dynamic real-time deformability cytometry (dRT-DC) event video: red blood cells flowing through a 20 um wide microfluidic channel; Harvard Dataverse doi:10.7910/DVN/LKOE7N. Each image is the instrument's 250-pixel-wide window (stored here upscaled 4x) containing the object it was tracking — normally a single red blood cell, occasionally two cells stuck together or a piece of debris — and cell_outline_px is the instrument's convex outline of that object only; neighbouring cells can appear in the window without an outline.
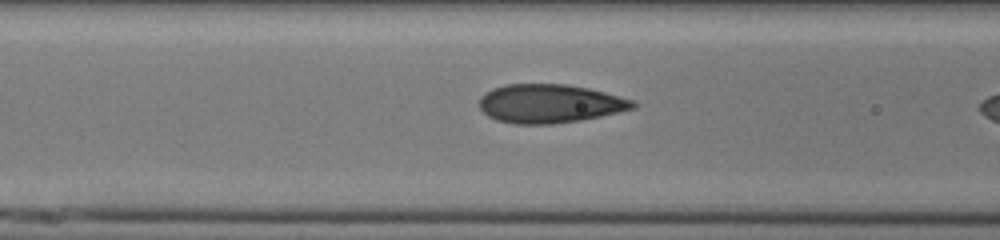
{"species": "human", "species_latin": "Homo sapiens", "temperature_condition": "cold", "stored_images_in_passage": 34, "camera_frame_rate_fps": 3000, "um_per_image_px": 0.085, "donor": {"sex": "male"}, "frame": {"image": 1, "passage_image": 16, "time_ms": 5.0, "image_size_px": [1000, 240], "cell_outline_px": [[640, 104], [636, 108], [600, 116], [580, 120], [552, 124], [516, 124], [496, 120], [488, 116], [480, 108], [480, 96], [484, 92], [492, 88], [508, 84], [564, 84], [588, 88], [636, 100]], "centroid_in_image_um": [46.75, 8.8], "position_along_channel_um": 119.9, "area_um2": 34.8}}
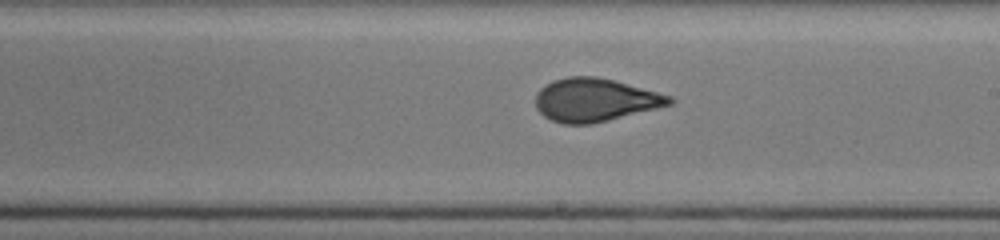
{"frame": {"image": 2, "passage_image": 25, "time_ms": 8.0, "image_size_px": [1000, 240], "cell_outline_px": [[676, 100], [672, 104], [592, 124], [564, 124], [552, 120], [544, 116], [536, 108], [536, 92], [544, 84], [552, 80], [568, 76], [596, 76], [612, 80], [672, 96]], "centroid_in_image_um": [50.54, 8.49], "position_along_channel_um": 238.5, "area_um2": 33.58}}
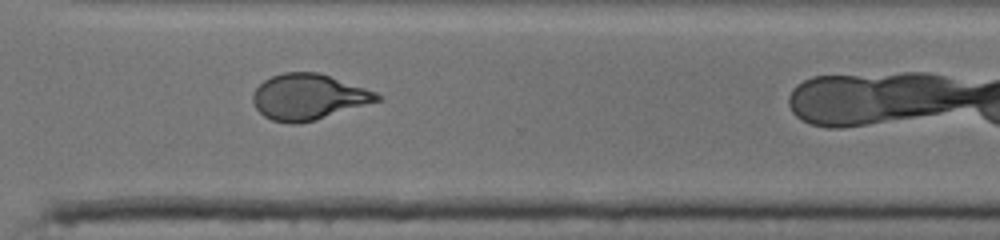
{"frame": {"image": 3, "passage_image": 33, "time_ms": 10.667, "image_size_px": [1000, 240], "cell_outline_px": [[380, 100], [316, 120], [296, 124], [288, 124], [272, 120], [264, 116], [256, 108], [252, 100], [252, 92], [264, 80], [272, 76], [284, 72], [320, 72], [376, 92], [380, 96]], "centroid_in_image_um": [26.18, 8.24], "position_along_channel_um": 344.4, "area_um2": 33.06}}